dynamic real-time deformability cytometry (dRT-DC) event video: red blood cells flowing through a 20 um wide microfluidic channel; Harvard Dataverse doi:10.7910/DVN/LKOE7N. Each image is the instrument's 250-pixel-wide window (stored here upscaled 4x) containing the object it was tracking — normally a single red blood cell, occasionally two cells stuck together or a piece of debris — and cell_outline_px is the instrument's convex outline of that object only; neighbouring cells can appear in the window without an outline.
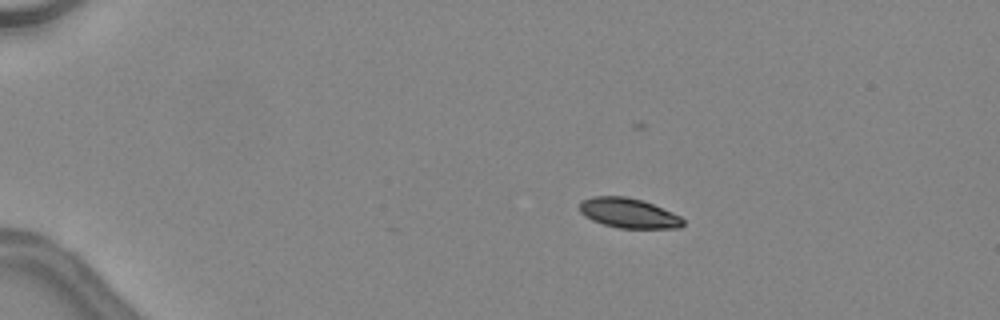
{"species": "common noctule bat (a hibernating species)", "species_latin": "Nyctalus noctula", "temperature_condition": "warm", "stored_images_in_passage": 39, "camera_frame_rate_fps": 3000, "um_per_image_px": 0.085, "animal": {"sex": "female", "body_mass_g": 24.6, "forearm_length_mm": 56.2}, "frame": {"image": 1, "passage_image": 1, "time_ms": 0.0, "image_size_px": [1000, 320], "cell_outline_px": [[684, 224], [680, 228], [620, 228], [604, 224], [592, 220], [584, 216], [580, 212], [580, 200], [592, 196], [628, 196], [644, 200], [672, 212], [680, 216], [684, 220]], "centroid_in_image_um": [53.42, 18.1], "position_along_channel_um": 31.6, "area_um2": 18.15}}
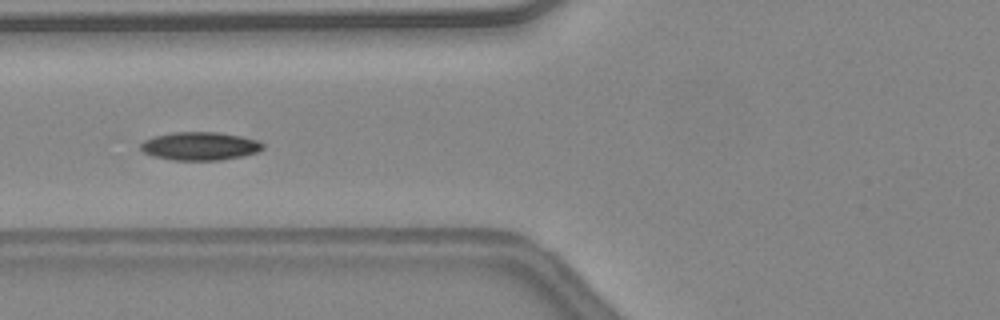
{"frame": {"image": 2, "passage_image": 12, "time_ms": 3.667, "image_size_px": [1000, 320], "cell_outline_px": [[264, 148], [256, 152], [244, 156], [220, 160], [172, 160], [152, 156], [144, 152], [140, 148], [140, 144], [144, 140], [156, 136], [172, 132], [220, 132], [260, 140], [264, 144]], "centroid_in_image_um": [17.02, 12.42], "position_along_channel_um": 108.8, "area_um2": 20.23}, "authors_computed_cell_mechanics": {"area_um2": 19.3052, "velocity_mm_per_s": 4.53, "shape_relaxation_time_tau1_ms": 2.5337, "shape_relaxation_time_tau2_ms": 7.8558, "deformation_change_tau1": 0.0811, "deformation_change_tau2": 0.1122}}